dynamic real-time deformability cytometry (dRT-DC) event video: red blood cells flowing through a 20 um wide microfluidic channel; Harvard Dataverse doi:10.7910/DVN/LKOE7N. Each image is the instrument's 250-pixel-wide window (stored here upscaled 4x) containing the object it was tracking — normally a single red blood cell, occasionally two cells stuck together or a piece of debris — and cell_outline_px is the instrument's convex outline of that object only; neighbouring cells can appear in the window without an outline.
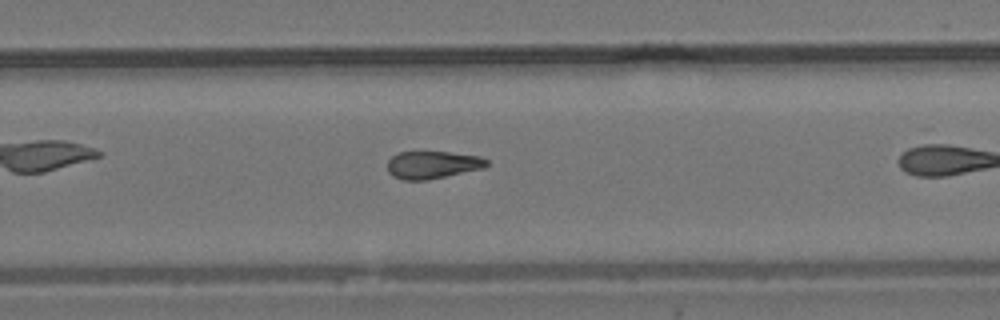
{"species": "common noctule bat (a hibernating species)", "species_latin": "Nyctalus noctula", "temperature_condition": "room temperature", "stored_images_in_passage": 27, "camera_frame_rate_fps": 3000, "um_per_image_px": 0.085, "animal": {"sex": "male", "body_mass_g": 19.2, "forearm_length_mm": 51.8}, "frame": {"image": 1, "passage_image": 20, "time_ms": 6.333, "image_size_px": [1000, 320], "cell_outline_px": [[488, 164], [484, 168], [428, 180], [404, 180], [392, 176], [388, 172], [388, 160], [392, 156], [400, 152], [448, 152], [480, 156], [488, 160]], "centroid_in_image_um": [36.76, 14.01], "position_along_channel_um": 293.0, "area_um2": 15.95}}
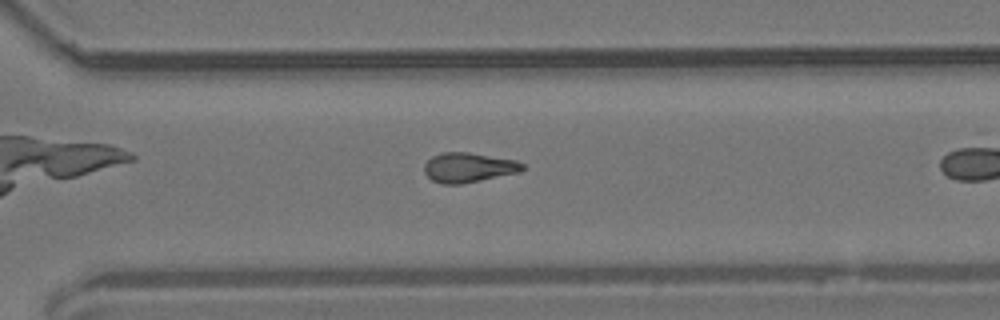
{"frame": {"image": 2, "passage_image": 23, "time_ms": 7.333, "image_size_px": [1000, 320], "cell_outline_px": [[524, 168], [520, 172], [460, 184], [440, 184], [432, 180], [424, 172], [424, 164], [432, 156], [444, 152], [468, 152], [516, 160], [524, 164]], "centroid_in_image_um": [39.81, 14.23], "position_along_channel_um": 330.8, "area_um2": 16.94}}